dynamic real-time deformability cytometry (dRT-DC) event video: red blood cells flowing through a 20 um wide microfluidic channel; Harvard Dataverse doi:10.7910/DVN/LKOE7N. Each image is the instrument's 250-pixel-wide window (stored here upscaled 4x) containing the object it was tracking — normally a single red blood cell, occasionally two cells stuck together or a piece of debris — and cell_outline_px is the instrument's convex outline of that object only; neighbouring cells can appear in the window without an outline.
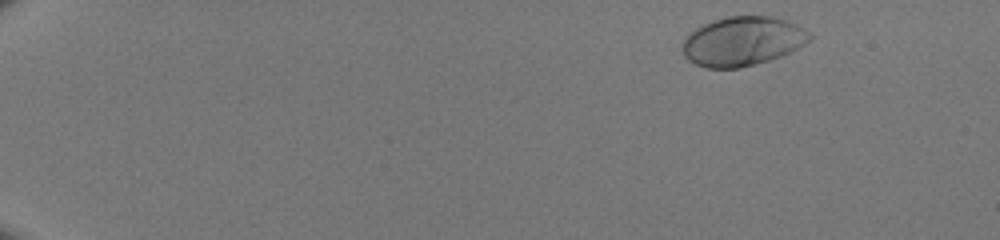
{"species": "human", "species_latin": "Homo sapiens", "temperature_condition": "room temperature", "stored_images_in_passage": 46, "camera_frame_rate_fps": 3000, "um_per_image_px": 0.085, "donor": {"sex": "male"}, "frame": {"image": 1, "passage_image": 2, "time_ms": 0.333, "image_size_px": [1000, 240], "cell_outline_px": [[812, 36], [804, 44], [780, 56], [768, 60], [740, 68], [708, 68], [696, 64], [688, 60], [684, 56], [684, 36], [688, 32], [712, 20], [728, 16], [768, 16], [788, 20], [796, 24], [808, 32]], "centroid_in_image_um": [63.08, 3.49], "position_along_channel_um": 21.9, "area_um2": 36.18}}
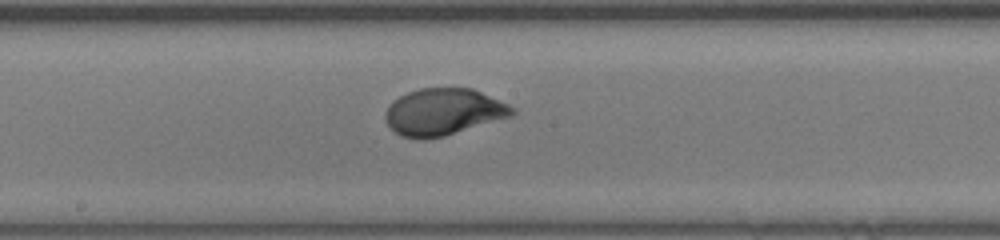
{"frame": {"image": 2, "passage_image": 26, "time_ms": 8.333, "image_size_px": [1000, 240], "cell_outline_px": [[516, 112], [512, 116], [444, 136], [424, 140], [416, 140], [400, 136], [384, 120], [384, 112], [392, 100], [408, 92], [420, 88], [472, 88], [508, 104], [516, 108]], "centroid_in_image_um": [37.66, 9.52], "position_along_channel_um": 210.5, "area_um2": 34.8}}
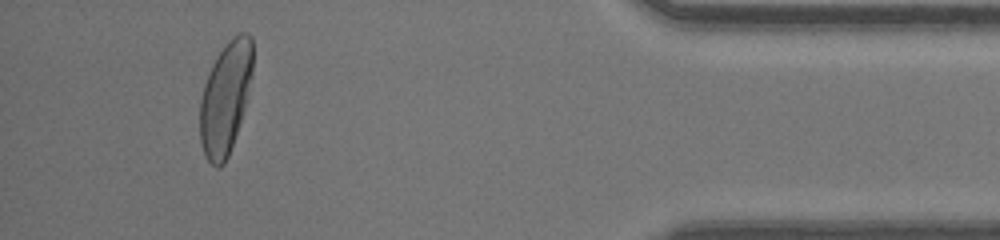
{"frame": {"image": 3, "passage_image": 43, "time_ms": 14.0, "image_size_px": [1000, 240], "cell_outline_px": [[252, 76], [244, 108], [228, 156], [224, 164], [220, 168], [216, 168], [204, 156], [200, 140], [200, 100], [204, 84], [208, 72], [216, 56], [228, 40], [232, 36], [240, 32], [248, 32], [252, 36]], "centroid_in_image_um": [19.15, 8.29], "position_along_channel_um": 416.1, "area_um2": 34.51}}